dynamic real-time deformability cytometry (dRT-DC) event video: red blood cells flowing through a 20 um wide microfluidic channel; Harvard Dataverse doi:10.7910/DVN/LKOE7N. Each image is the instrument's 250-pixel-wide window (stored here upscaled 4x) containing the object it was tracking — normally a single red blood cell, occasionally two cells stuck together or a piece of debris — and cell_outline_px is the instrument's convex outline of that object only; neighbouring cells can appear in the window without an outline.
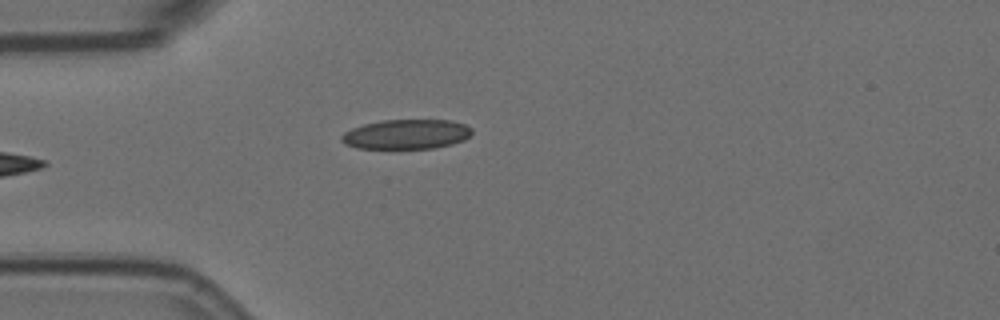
{"species": "Egyptian fruit bat (a non-hibernating species)", "species_latin": "Rousettus aegyptiacus", "temperature_condition": "room temperature", "stored_images_in_passage": 2, "camera_frame_rate_fps": 3000, "um_per_image_px": 0.085, "animal": {"sex": "female"}, "frame": {"image": 1, "passage_image": 1, "time_ms": 0.0, "image_size_px": [1000, 320], "cell_outline_px": [[472, 132], [464, 140], [452, 144], [432, 148], [356, 148], [344, 144], [340, 140], [340, 136], [344, 132], [352, 128], [364, 124], [384, 120], [452, 120], [464, 124], [472, 128]], "centroid_in_image_um": [34.52, 11.41], "position_along_channel_um": 50.5, "area_um2": 22.54}}